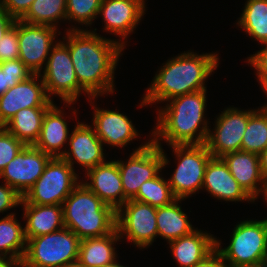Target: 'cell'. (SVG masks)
<instances>
[{"mask_svg": "<svg viewBox=\"0 0 267 267\" xmlns=\"http://www.w3.org/2000/svg\"><path fill=\"white\" fill-rule=\"evenodd\" d=\"M70 25L63 42L68 46L78 84L92 98L116 90L115 71L124 48L117 39L105 38L94 30Z\"/></svg>", "mask_w": 267, "mask_h": 267, "instance_id": "cell-1", "label": "cell"}, {"mask_svg": "<svg viewBox=\"0 0 267 267\" xmlns=\"http://www.w3.org/2000/svg\"><path fill=\"white\" fill-rule=\"evenodd\" d=\"M219 60L216 52L199 54L190 50L168 59L157 70L139 106L164 104L174 97L207 89L205 82L215 73Z\"/></svg>", "mask_w": 267, "mask_h": 267, "instance_id": "cell-2", "label": "cell"}, {"mask_svg": "<svg viewBox=\"0 0 267 267\" xmlns=\"http://www.w3.org/2000/svg\"><path fill=\"white\" fill-rule=\"evenodd\" d=\"M206 94L207 89H203L166 101L165 106L156 111L157 123L151 130V141L159 147L163 140L168 146L204 144L210 129V121L204 117Z\"/></svg>", "mask_w": 267, "mask_h": 267, "instance_id": "cell-3", "label": "cell"}, {"mask_svg": "<svg viewBox=\"0 0 267 267\" xmlns=\"http://www.w3.org/2000/svg\"><path fill=\"white\" fill-rule=\"evenodd\" d=\"M66 228L80 240L104 237L116 229V211L82 182L62 203Z\"/></svg>", "mask_w": 267, "mask_h": 267, "instance_id": "cell-4", "label": "cell"}, {"mask_svg": "<svg viewBox=\"0 0 267 267\" xmlns=\"http://www.w3.org/2000/svg\"><path fill=\"white\" fill-rule=\"evenodd\" d=\"M230 243L221 247L215 238V250L228 267L253 266L267 259V218L238 222L231 233Z\"/></svg>", "mask_w": 267, "mask_h": 267, "instance_id": "cell-5", "label": "cell"}, {"mask_svg": "<svg viewBox=\"0 0 267 267\" xmlns=\"http://www.w3.org/2000/svg\"><path fill=\"white\" fill-rule=\"evenodd\" d=\"M81 240L69 228L27 240L23 267H64L78 261Z\"/></svg>", "mask_w": 267, "mask_h": 267, "instance_id": "cell-6", "label": "cell"}, {"mask_svg": "<svg viewBox=\"0 0 267 267\" xmlns=\"http://www.w3.org/2000/svg\"><path fill=\"white\" fill-rule=\"evenodd\" d=\"M79 178L63 158H51L43 174L22 196L21 204L62 205L81 182Z\"/></svg>", "mask_w": 267, "mask_h": 267, "instance_id": "cell-7", "label": "cell"}, {"mask_svg": "<svg viewBox=\"0 0 267 267\" xmlns=\"http://www.w3.org/2000/svg\"><path fill=\"white\" fill-rule=\"evenodd\" d=\"M177 166L168 178L169 185L177 199H187L199 190L206 166L213 157L204 144L171 145Z\"/></svg>", "mask_w": 267, "mask_h": 267, "instance_id": "cell-8", "label": "cell"}, {"mask_svg": "<svg viewBox=\"0 0 267 267\" xmlns=\"http://www.w3.org/2000/svg\"><path fill=\"white\" fill-rule=\"evenodd\" d=\"M40 76L48 97H59L66 107L74 105L82 93L91 98L78 84L68 46L61 39L52 47Z\"/></svg>", "mask_w": 267, "mask_h": 267, "instance_id": "cell-9", "label": "cell"}, {"mask_svg": "<svg viewBox=\"0 0 267 267\" xmlns=\"http://www.w3.org/2000/svg\"><path fill=\"white\" fill-rule=\"evenodd\" d=\"M116 162L124 191V203L137 195L143 182L153 179L170 163L164 149L154 144L151 138L137 147L127 161Z\"/></svg>", "mask_w": 267, "mask_h": 267, "instance_id": "cell-10", "label": "cell"}, {"mask_svg": "<svg viewBox=\"0 0 267 267\" xmlns=\"http://www.w3.org/2000/svg\"><path fill=\"white\" fill-rule=\"evenodd\" d=\"M156 213V207L127 200L116 211V229L121 240L125 238L140 249L149 248L158 237Z\"/></svg>", "mask_w": 267, "mask_h": 267, "instance_id": "cell-11", "label": "cell"}, {"mask_svg": "<svg viewBox=\"0 0 267 267\" xmlns=\"http://www.w3.org/2000/svg\"><path fill=\"white\" fill-rule=\"evenodd\" d=\"M256 109L227 107L216 116L214 129H209L205 145L214 158L241 150L242 138L250 115ZM212 130V131H211Z\"/></svg>", "mask_w": 267, "mask_h": 267, "instance_id": "cell-12", "label": "cell"}, {"mask_svg": "<svg viewBox=\"0 0 267 267\" xmlns=\"http://www.w3.org/2000/svg\"><path fill=\"white\" fill-rule=\"evenodd\" d=\"M58 29L18 20L19 59L33 74H40L46 66L52 47L58 42L56 36L61 34Z\"/></svg>", "mask_w": 267, "mask_h": 267, "instance_id": "cell-13", "label": "cell"}, {"mask_svg": "<svg viewBox=\"0 0 267 267\" xmlns=\"http://www.w3.org/2000/svg\"><path fill=\"white\" fill-rule=\"evenodd\" d=\"M145 12L143 0H102L98 16L104 21L103 32L120 37L117 41L126 48L127 39L140 25Z\"/></svg>", "mask_w": 267, "mask_h": 267, "instance_id": "cell-14", "label": "cell"}, {"mask_svg": "<svg viewBox=\"0 0 267 267\" xmlns=\"http://www.w3.org/2000/svg\"><path fill=\"white\" fill-rule=\"evenodd\" d=\"M53 104L40 74H33L0 96V126L8 123L22 109L50 108Z\"/></svg>", "mask_w": 267, "mask_h": 267, "instance_id": "cell-15", "label": "cell"}, {"mask_svg": "<svg viewBox=\"0 0 267 267\" xmlns=\"http://www.w3.org/2000/svg\"><path fill=\"white\" fill-rule=\"evenodd\" d=\"M51 158L34 145H25L6 165L0 179L23 196L43 174Z\"/></svg>", "mask_w": 267, "mask_h": 267, "instance_id": "cell-16", "label": "cell"}, {"mask_svg": "<svg viewBox=\"0 0 267 267\" xmlns=\"http://www.w3.org/2000/svg\"><path fill=\"white\" fill-rule=\"evenodd\" d=\"M67 145L69 149L61 158H63L73 169L74 164H78L84 169L85 173L106 161L104 145L96 135L92 125L84 122H77L70 134Z\"/></svg>", "mask_w": 267, "mask_h": 267, "instance_id": "cell-17", "label": "cell"}, {"mask_svg": "<svg viewBox=\"0 0 267 267\" xmlns=\"http://www.w3.org/2000/svg\"><path fill=\"white\" fill-rule=\"evenodd\" d=\"M96 97L89 98L90 105L93 107L92 126L96 135L103 145L110 147L124 148L130 141L136 140L140 135L132 120L119 110H109L99 108L94 105Z\"/></svg>", "mask_w": 267, "mask_h": 267, "instance_id": "cell-18", "label": "cell"}, {"mask_svg": "<svg viewBox=\"0 0 267 267\" xmlns=\"http://www.w3.org/2000/svg\"><path fill=\"white\" fill-rule=\"evenodd\" d=\"M85 175L87 180H81V182L105 204L115 211L124 204V191L116 159L97 165L88 170Z\"/></svg>", "mask_w": 267, "mask_h": 267, "instance_id": "cell-19", "label": "cell"}, {"mask_svg": "<svg viewBox=\"0 0 267 267\" xmlns=\"http://www.w3.org/2000/svg\"><path fill=\"white\" fill-rule=\"evenodd\" d=\"M211 197L226 202H255L231 175L222 158L212 157L205 169L202 190Z\"/></svg>", "mask_w": 267, "mask_h": 267, "instance_id": "cell-20", "label": "cell"}, {"mask_svg": "<svg viewBox=\"0 0 267 267\" xmlns=\"http://www.w3.org/2000/svg\"><path fill=\"white\" fill-rule=\"evenodd\" d=\"M221 158L243 190L254 201L257 200L263 192L265 182L260 169L259 155L240 150L225 154Z\"/></svg>", "mask_w": 267, "mask_h": 267, "instance_id": "cell-21", "label": "cell"}, {"mask_svg": "<svg viewBox=\"0 0 267 267\" xmlns=\"http://www.w3.org/2000/svg\"><path fill=\"white\" fill-rule=\"evenodd\" d=\"M53 104L44 115L41 133L35 147L54 157H62L70 134L64 110ZM65 114V115H64ZM64 147V148H63ZM63 148V149H62Z\"/></svg>", "mask_w": 267, "mask_h": 267, "instance_id": "cell-22", "label": "cell"}, {"mask_svg": "<svg viewBox=\"0 0 267 267\" xmlns=\"http://www.w3.org/2000/svg\"><path fill=\"white\" fill-rule=\"evenodd\" d=\"M215 236L196 228L188 235L169 242L178 267H193L215 250Z\"/></svg>", "mask_w": 267, "mask_h": 267, "instance_id": "cell-23", "label": "cell"}, {"mask_svg": "<svg viewBox=\"0 0 267 267\" xmlns=\"http://www.w3.org/2000/svg\"><path fill=\"white\" fill-rule=\"evenodd\" d=\"M25 219V237L49 234L65 227L62 205L20 204Z\"/></svg>", "mask_w": 267, "mask_h": 267, "instance_id": "cell-24", "label": "cell"}, {"mask_svg": "<svg viewBox=\"0 0 267 267\" xmlns=\"http://www.w3.org/2000/svg\"><path fill=\"white\" fill-rule=\"evenodd\" d=\"M120 240L117 229L104 237L81 240L78 262L83 267H100L114 261L118 258L114 246Z\"/></svg>", "mask_w": 267, "mask_h": 267, "instance_id": "cell-25", "label": "cell"}, {"mask_svg": "<svg viewBox=\"0 0 267 267\" xmlns=\"http://www.w3.org/2000/svg\"><path fill=\"white\" fill-rule=\"evenodd\" d=\"M181 201L184 199H176L168 205L157 208L158 237L165 239L168 243L188 235L196 229L182 210L179 204Z\"/></svg>", "mask_w": 267, "mask_h": 267, "instance_id": "cell-26", "label": "cell"}, {"mask_svg": "<svg viewBox=\"0 0 267 267\" xmlns=\"http://www.w3.org/2000/svg\"><path fill=\"white\" fill-rule=\"evenodd\" d=\"M25 228L11 212L0 219V256L21 263L26 250Z\"/></svg>", "mask_w": 267, "mask_h": 267, "instance_id": "cell-27", "label": "cell"}, {"mask_svg": "<svg viewBox=\"0 0 267 267\" xmlns=\"http://www.w3.org/2000/svg\"><path fill=\"white\" fill-rule=\"evenodd\" d=\"M48 109H22L3 127L24 145H35L41 133L44 115Z\"/></svg>", "mask_w": 267, "mask_h": 267, "instance_id": "cell-28", "label": "cell"}, {"mask_svg": "<svg viewBox=\"0 0 267 267\" xmlns=\"http://www.w3.org/2000/svg\"><path fill=\"white\" fill-rule=\"evenodd\" d=\"M236 25L261 44L267 43V0H246Z\"/></svg>", "mask_w": 267, "mask_h": 267, "instance_id": "cell-29", "label": "cell"}, {"mask_svg": "<svg viewBox=\"0 0 267 267\" xmlns=\"http://www.w3.org/2000/svg\"><path fill=\"white\" fill-rule=\"evenodd\" d=\"M20 20L28 24L58 28L59 22L66 21V0H34Z\"/></svg>", "mask_w": 267, "mask_h": 267, "instance_id": "cell-30", "label": "cell"}, {"mask_svg": "<svg viewBox=\"0 0 267 267\" xmlns=\"http://www.w3.org/2000/svg\"><path fill=\"white\" fill-rule=\"evenodd\" d=\"M267 148V111L256 109L249 117L241 150L261 154Z\"/></svg>", "mask_w": 267, "mask_h": 267, "instance_id": "cell-31", "label": "cell"}, {"mask_svg": "<svg viewBox=\"0 0 267 267\" xmlns=\"http://www.w3.org/2000/svg\"><path fill=\"white\" fill-rule=\"evenodd\" d=\"M162 176L159 172L153 179L143 182L133 199L156 208L168 205L176 200L177 198L172 192L168 179H164Z\"/></svg>", "mask_w": 267, "mask_h": 267, "instance_id": "cell-32", "label": "cell"}, {"mask_svg": "<svg viewBox=\"0 0 267 267\" xmlns=\"http://www.w3.org/2000/svg\"><path fill=\"white\" fill-rule=\"evenodd\" d=\"M102 0H66V20L91 27L98 17Z\"/></svg>", "mask_w": 267, "mask_h": 267, "instance_id": "cell-33", "label": "cell"}, {"mask_svg": "<svg viewBox=\"0 0 267 267\" xmlns=\"http://www.w3.org/2000/svg\"><path fill=\"white\" fill-rule=\"evenodd\" d=\"M33 73L20 60H9L0 63V96L17 83L27 80Z\"/></svg>", "mask_w": 267, "mask_h": 267, "instance_id": "cell-34", "label": "cell"}, {"mask_svg": "<svg viewBox=\"0 0 267 267\" xmlns=\"http://www.w3.org/2000/svg\"><path fill=\"white\" fill-rule=\"evenodd\" d=\"M24 146L20 140L0 126V174Z\"/></svg>", "mask_w": 267, "mask_h": 267, "instance_id": "cell-35", "label": "cell"}, {"mask_svg": "<svg viewBox=\"0 0 267 267\" xmlns=\"http://www.w3.org/2000/svg\"><path fill=\"white\" fill-rule=\"evenodd\" d=\"M19 59L18 20L0 40V63Z\"/></svg>", "mask_w": 267, "mask_h": 267, "instance_id": "cell-36", "label": "cell"}, {"mask_svg": "<svg viewBox=\"0 0 267 267\" xmlns=\"http://www.w3.org/2000/svg\"><path fill=\"white\" fill-rule=\"evenodd\" d=\"M22 196L6 183L0 185V213L20 206Z\"/></svg>", "mask_w": 267, "mask_h": 267, "instance_id": "cell-37", "label": "cell"}, {"mask_svg": "<svg viewBox=\"0 0 267 267\" xmlns=\"http://www.w3.org/2000/svg\"><path fill=\"white\" fill-rule=\"evenodd\" d=\"M34 0H0L1 6L16 20H20L29 10Z\"/></svg>", "mask_w": 267, "mask_h": 267, "instance_id": "cell-38", "label": "cell"}, {"mask_svg": "<svg viewBox=\"0 0 267 267\" xmlns=\"http://www.w3.org/2000/svg\"><path fill=\"white\" fill-rule=\"evenodd\" d=\"M261 47L255 54L247 57L245 62L256 71V76H267V43L261 44Z\"/></svg>", "mask_w": 267, "mask_h": 267, "instance_id": "cell-39", "label": "cell"}, {"mask_svg": "<svg viewBox=\"0 0 267 267\" xmlns=\"http://www.w3.org/2000/svg\"><path fill=\"white\" fill-rule=\"evenodd\" d=\"M193 267H228V266L221 258V255L216 250H214L202 262L194 265Z\"/></svg>", "mask_w": 267, "mask_h": 267, "instance_id": "cell-40", "label": "cell"}, {"mask_svg": "<svg viewBox=\"0 0 267 267\" xmlns=\"http://www.w3.org/2000/svg\"><path fill=\"white\" fill-rule=\"evenodd\" d=\"M14 19L0 4V40L6 32L14 26Z\"/></svg>", "mask_w": 267, "mask_h": 267, "instance_id": "cell-41", "label": "cell"}, {"mask_svg": "<svg viewBox=\"0 0 267 267\" xmlns=\"http://www.w3.org/2000/svg\"><path fill=\"white\" fill-rule=\"evenodd\" d=\"M260 169L264 179H267V148L259 154Z\"/></svg>", "mask_w": 267, "mask_h": 267, "instance_id": "cell-42", "label": "cell"}, {"mask_svg": "<svg viewBox=\"0 0 267 267\" xmlns=\"http://www.w3.org/2000/svg\"><path fill=\"white\" fill-rule=\"evenodd\" d=\"M256 77H257L256 78L257 81L261 85L263 92L265 93V95L267 97V76H256ZM257 109L267 111V102L264 103L263 106H260V108L258 107Z\"/></svg>", "mask_w": 267, "mask_h": 267, "instance_id": "cell-43", "label": "cell"}, {"mask_svg": "<svg viewBox=\"0 0 267 267\" xmlns=\"http://www.w3.org/2000/svg\"><path fill=\"white\" fill-rule=\"evenodd\" d=\"M19 264L20 263L15 260H11L4 257L0 258V267H17L19 266Z\"/></svg>", "mask_w": 267, "mask_h": 267, "instance_id": "cell-44", "label": "cell"}, {"mask_svg": "<svg viewBox=\"0 0 267 267\" xmlns=\"http://www.w3.org/2000/svg\"><path fill=\"white\" fill-rule=\"evenodd\" d=\"M100 267H126V266H123L122 264H120V262H117V258H116L114 261L108 264H105L103 266H100Z\"/></svg>", "mask_w": 267, "mask_h": 267, "instance_id": "cell-45", "label": "cell"}, {"mask_svg": "<svg viewBox=\"0 0 267 267\" xmlns=\"http://www.w3.org/2000/svg\"><path fill=\"white\" fill-rule=\"evenodd\" d=\"M262 196H263V199L265 202L266 201V204H267V179H265V182H264V189H263V192H262Z\"/></svg>", "mask_w": 267, "mask_h": 267, "instance_id": "cell-46", "label": "cell"}, {"mask_svg": "<svg viewBox=\"0 0 267 267\" xmlns=\"http://www.w3.org/2000/svg\"><path fill=\"white\" fill-rule=\"evenodd\" d=\"M64 267H83V266L77 261L71 264H67Z\"/></svg>", "mask_w": 267, "mask_h": 267, "instance_id": "cell-47", "label": "cell"}, {"mask_svg": "<svg viewBox=\"0 0 267 267\" xmlns=\"http://www.w3.org/2000/svg\"><path fill=\"white\" fill-rule=\"evenodd\" d=\"M257 267H267V259L265 260V262L257 264Z\"/></svg>", "mask_w": 267, "mask_h": 267, "instance_id": "cell-48", "label": "cell"}, {"mask_svg": "<svg viewBox=\"0 0 267 267\" xmlns=\"http://www.w3.org/2000/svg\"><path fill=\"white\" fill-rule=\"evenodd\" d=\"M240 267H257V265H253V266H240Z\"/></svg>", "mask_w": 267, "mask_h": 267, "instance_id": "cell-49", "label": "cell"}]
</instances>
